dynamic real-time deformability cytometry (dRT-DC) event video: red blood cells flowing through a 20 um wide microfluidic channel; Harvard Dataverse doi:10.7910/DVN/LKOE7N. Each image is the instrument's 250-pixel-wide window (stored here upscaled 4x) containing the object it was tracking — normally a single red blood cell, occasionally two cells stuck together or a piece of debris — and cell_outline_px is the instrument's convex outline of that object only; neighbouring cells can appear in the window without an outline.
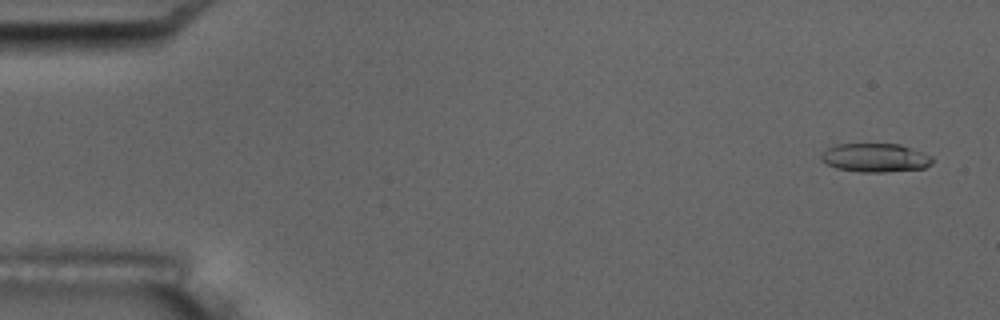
{"species": "common noctule bat (a hibernating species)", "species_latin": "Nyctalus noctula", "temperature_condition": "room temperature", "stored_images_in_passage": 5, "camera_frame_rate_fps": 3000, "um_per_image_px": 0.085, "animal": {"sex": "male", "body_mass_g": 17.5, "forearm_length_mm": 52.3}, "frame": {"image": 1, "passage_image": 1, "time_ms": 0.0, "image_size_px": [1000, 320], "cell_outline_px": [[936, 160], [932, 164], [924, 168], [884, 172], [860, 172], [836, 168], [820, 160], [820, 152], [836, 144], [900, 144], [912, 148], [932, 156]], "centroid_in_image_um": [74.41, 13.4], "position_along_channel_um": 10.6, "area_um2": 18.79}}